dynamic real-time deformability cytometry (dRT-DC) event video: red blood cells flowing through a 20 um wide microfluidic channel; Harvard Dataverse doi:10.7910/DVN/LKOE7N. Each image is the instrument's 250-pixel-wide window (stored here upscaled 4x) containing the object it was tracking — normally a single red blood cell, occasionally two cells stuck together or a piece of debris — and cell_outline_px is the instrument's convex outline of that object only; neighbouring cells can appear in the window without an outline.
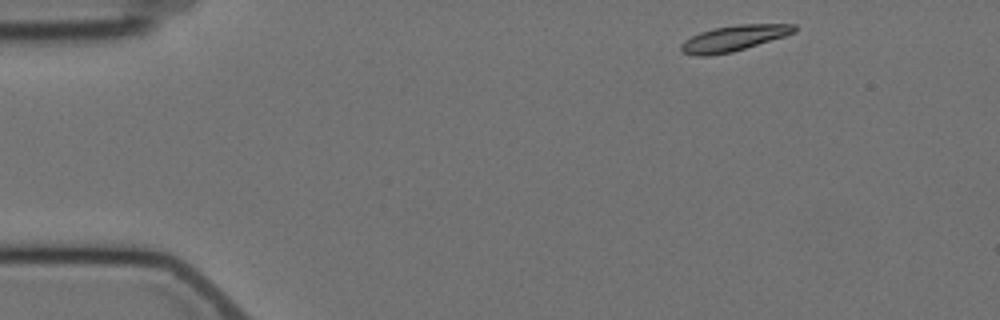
{"species": "Egyptian fruit bat (a non-hibernating species)", "species_latin": "Rousettus aegyptiacus", "temperature_condition": "cold", "stored_images_in_passage": 3, "camera_frame_rate_fps": 3000, "um_per_image_px": 0.085, "animal": {"sex": "female"}, "frame": {"image": 1, "passage_image": 1, "time_ms": 0.0, "image_size_px": [1000, 320], "cell_outline_px": [[796, 32], [784, 36], [732, 52], [708, 56], [696, 56], [684, 52], [680, 48], [680, 44], [684, 40], [700, 32], [716, 28], [740, 24], [796, 24]], "centroid_in_image_um": [62.36, 3.25], "position_along_channel_um": 22.6, "area_um2": 16.76}}
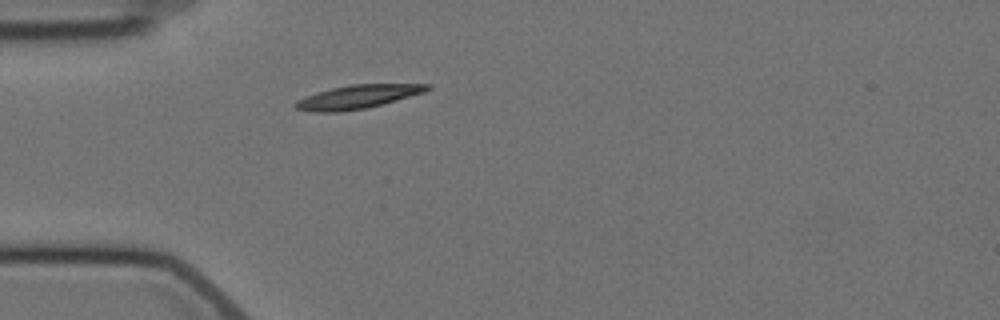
{"frame": {"image": 2, "passage_image": 3, "time_ms": 3.0, "image_size_px": [1000, 320], "cell_outline_px": [[432, 88], [424, 92], [396, 100], [364, 108], [340, 112], [312, 112], [296, 108], [292, 104], [296, 100], [316, 92], [332, 88], [352, 84], [432, 84]], "centroid_in_image_um": [30.37, 8.22], "position_along_channel_um": 54.6, "area_um2": 17.98}}